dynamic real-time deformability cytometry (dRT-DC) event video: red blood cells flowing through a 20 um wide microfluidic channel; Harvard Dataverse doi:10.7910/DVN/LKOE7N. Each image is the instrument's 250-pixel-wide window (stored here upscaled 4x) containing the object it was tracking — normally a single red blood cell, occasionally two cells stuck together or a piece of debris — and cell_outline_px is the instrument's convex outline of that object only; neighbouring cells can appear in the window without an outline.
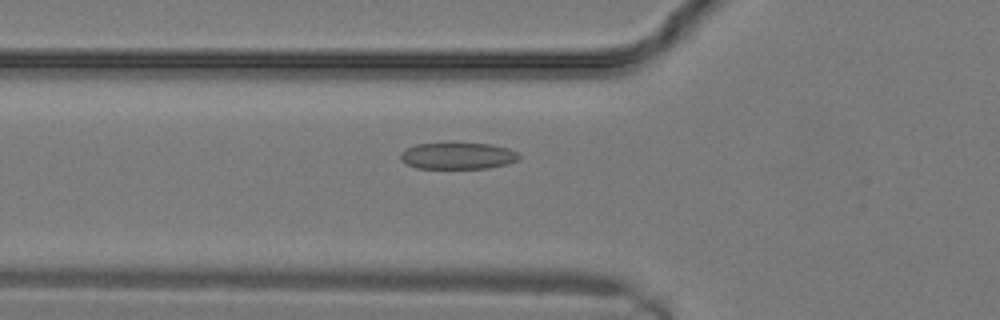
{"species": "common noctule bat (a hibernating species)", "species_latin": "Nyctalus noctula", "temperature_condition": "warm", "stored_images_in_passage": 7, "camera_frame_rate_fps": 3000, "um_per_image_px": 0.085, "animal": {"sex": "male", "body_mass_g": 19.2, "forearm_length_mm": 51.8}, "frame": {"image": 1, "passage_image": 5, "time_ms": 1.333, "image_size_px": [1000, 320], "cell_outline_px": [[520, 156], [516, 160], [508, 164], [488, 168], [416, 168], [400, 160], [400, 152], [416, 144], [452, 140], [492, 144], [508, 148], [516, 152]], "centroid_in_image_um": [38.88, 13.19], "position_along_channel_um": 86.9, "area_um2": 19.19}}
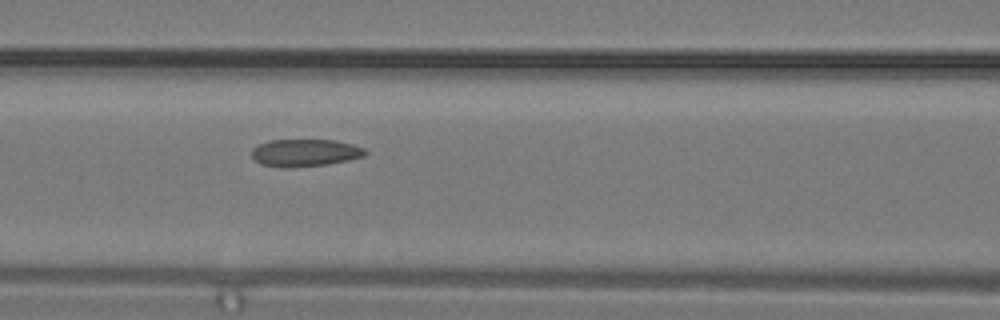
{"frame": {"image": 2, "passage_image": 7, "time_ms": 2.0, "image_size_px": [1000, 320], "cell_outline_px": [[368, 152], [364, 156], [348, 160], [328, 164], [288, 168], [280, 168], [260, 164], [252, 156], [252, 148], [268, 140], [336, 140], [352, 144], [364, 148]], "centroid_in_image_um": [25.92, 12.99], "position_along_channel_um": 140.7, "area_um2": 18.21}}